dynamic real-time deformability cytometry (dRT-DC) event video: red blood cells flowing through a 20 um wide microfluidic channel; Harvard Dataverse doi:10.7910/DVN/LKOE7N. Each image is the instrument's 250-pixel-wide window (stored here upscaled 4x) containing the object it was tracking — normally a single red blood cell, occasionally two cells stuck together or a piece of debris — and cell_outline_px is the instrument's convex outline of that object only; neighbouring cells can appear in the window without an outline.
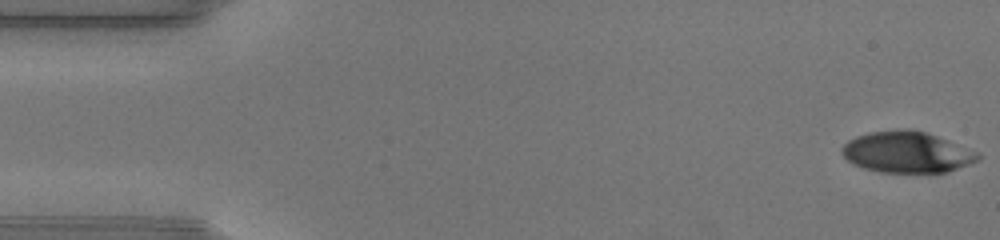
{"species": "human", "species_latin": "Homo sapiens", "temperature_condition": "warm", "stored_images_in_passage": 48, "camera_frame_rate_fps": 3000, "um_per_image_px": 0.085, "donor": {"sex": "male"}, "frame": {"image": 1, "passage_image": 1, "time_ms": 0.0, "image_size_px": [1000, 240], "cell_outline_px": [[980, 160], [948, 172], [880, 172], [864, 168], [852, 164], [840, 152], [840, 148], [848, 140], [856, 136], [868, 132], [908, 128], [924, 132], [936, 136], [976, 152], [980, 156]], "centroid_in_image_um": [77.03, 12.93], "position_along_channel_um": 8.0, "area_um2": 32.43}}
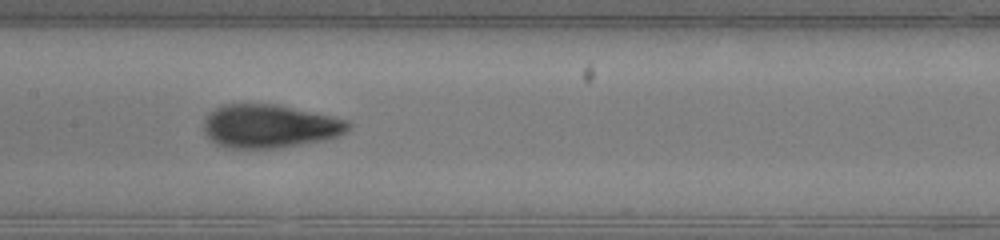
{"frame": {"image": 2, "passage_image": 23, "time_ms": 7.333, "image_size_px": [1000, 240], "cell_outline_px": [[352, 124], [348, 132], [340, 136], [324, 140], [280, 148], [232, 148], [216, 144], [204, 132], [204, 120], [208, 112], [224, 104], [276, 104], [332, 116], [348, 120]], "centroid_in_image_um": [22.95, 10.73], "position_along_channel_um": 184.5, "area_um2": 36.76}}
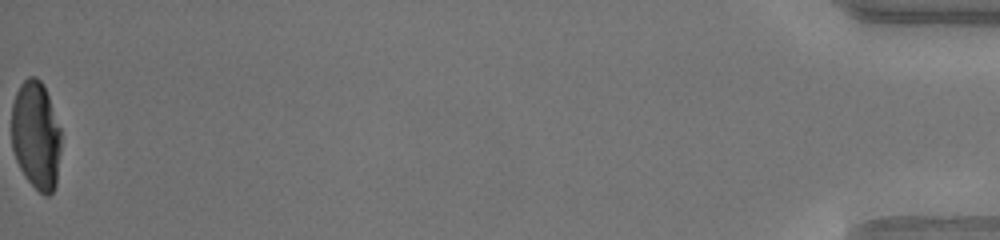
{"frame": {"image": 3, "passage_image": 48, "time_ms": 15.667, "image_size_px": [1000, 240], "cell_outline_px": [[60, 152], [56, 184], [52, 192], [48, 196], [44, 196], [24, 176], [16, 160], [12, 148], [12, 104], [16, 92], [20, 84], [28, 76], [36, 76], [44, 84], [60, 128]], "centroid_in_image_um": [3.05, 11.49], "position_along_channel_um": 432.1, "area_um2": 31.33}, "authors_computed_cell_mechanics": {"area_um2": 33.7552, "velocity_mm_per_s": 4.333, "shape_relaxation_time_tau1_ms": 4.7658, "shape_relaxation_time_tau2_ms": null, "deformation_change_tau1": 0.252, "deformation_change_tau2": null}}